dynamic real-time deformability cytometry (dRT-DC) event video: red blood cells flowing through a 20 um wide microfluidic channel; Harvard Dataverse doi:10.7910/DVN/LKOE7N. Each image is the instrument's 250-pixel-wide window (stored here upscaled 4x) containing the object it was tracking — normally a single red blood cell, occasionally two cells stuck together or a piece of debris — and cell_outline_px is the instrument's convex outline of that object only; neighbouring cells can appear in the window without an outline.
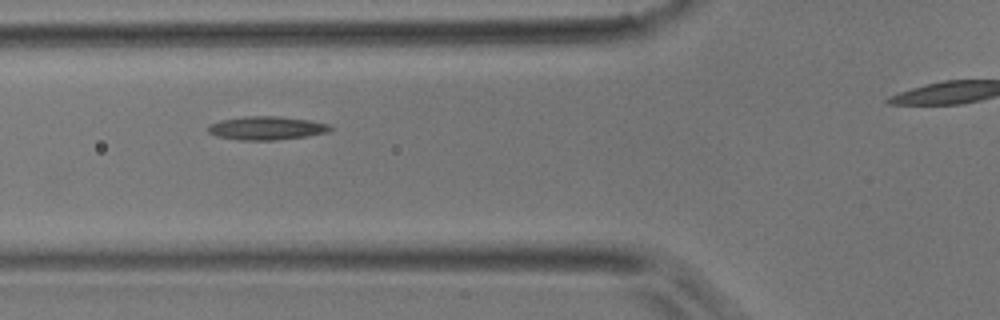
{"species": "common noctule bat (a hibernating species)", "species_latin": "Nyctalus noctula", "temperature_condition": "room temperature", "stored_images_in_passage": 3, "camera_frame_rate_fps": 3000, "um_per_image_px": 0.085, "animal": {"sex": "male", "body_mass_g": 17.9}, "frame": {"image": 1, "passage_image": 2, "time_ms": 0.333, "image_size_px": [1000, 320], "cell_outline_px": [[332, 128], [328, 132], [308, 136], [276, 140], [236, 140], [216, 136], [208, 132], [204, 128], [208, 124], [220, 120], [244, 116], [280, 116], [308, 120], [328, 124]], "centroid_in_image_um": [22.58, 10.89], "position_along_channel_um": 103.2, "area_um2": 16.94}}
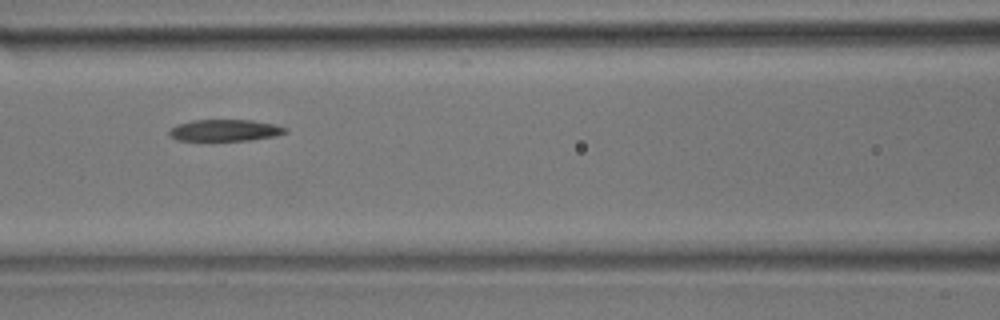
{"frame": {"image": 2, "passage_image": 3, "time_ms": 0.667, "image_size_px": [1000, 320], "cell_outline_px": [[288, 132], [276, 136], [252, 140], [176, 140], [168, 132], [176, 124], [192, 120], [252, 120], [276, 124], [288, 128]], "centroid_in_image_um": [19.18, 11.07], "position_along_channel_um": 147.4, "area_um2": 14.68}}